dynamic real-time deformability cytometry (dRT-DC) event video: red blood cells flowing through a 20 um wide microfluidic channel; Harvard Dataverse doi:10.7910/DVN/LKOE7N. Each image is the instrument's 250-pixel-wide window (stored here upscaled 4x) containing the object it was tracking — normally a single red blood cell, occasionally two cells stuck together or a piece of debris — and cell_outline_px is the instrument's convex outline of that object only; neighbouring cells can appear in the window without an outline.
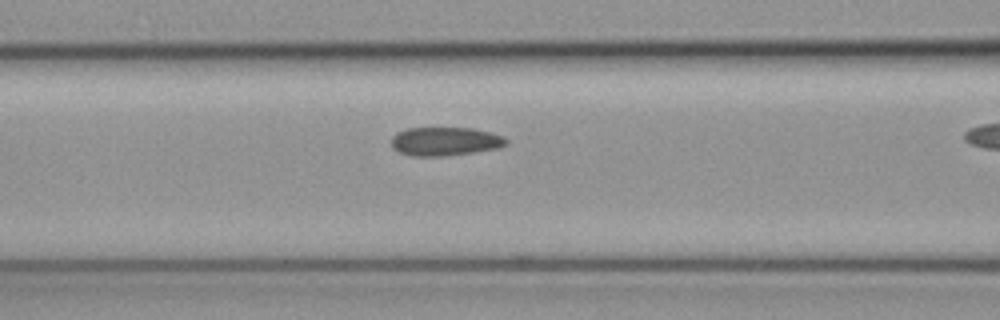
{"species": "common noctule bat (a hibernating species)", "species_latin": "Nyctalus noctula", "temperature_condition": "cold", "stored_images_in_passage": 20, "camera_frame_rate_fps": 3000, "um_per_image_px": 0.085, "animal": {"sex": "female", "body_mass_g": 19.3, "forearm_length_mm": 54.1}, "frame": {"image": 1, "passage_image": 6, "time_ms": 1.667, "image_size_px": [1000, 320], "cell_outline_px": [[508, 144], [500, 148], [444, 156], [412, 156], [400, 152], [392, 148], [392, 136], [396, 132], [408, 128], [472, 128], [504, 136], [508, 140]], "centroid_in_image_um": [37.84, 12.02], "position_along_channel_um": 128.8, "area_um2": 19.19}}
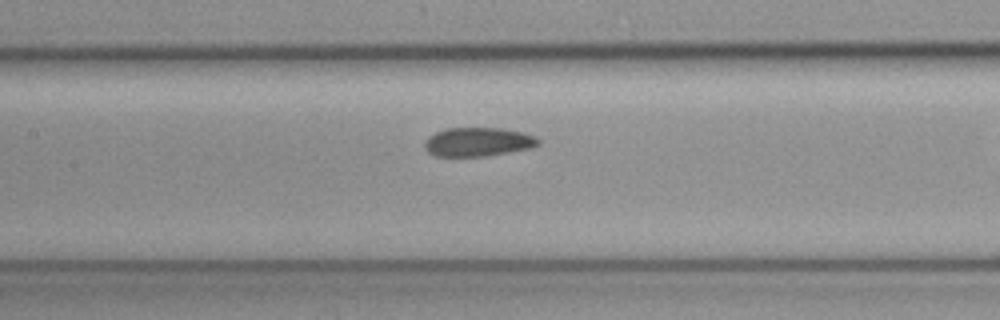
{"frame": {"image": 2, "passage_image": 9, "time_ms": 2.667, "image_size_px": [1000, 320], "cell_outline_px": [[540, 144], [532, 148], [484, 156], [436, 156], [428, 152], [424, 148], [424, 144], [428, 136], [444, 128], [504, 128], [536, 136], [540, 140]], "centroid_in_image_um": [40.63, 12.06], "position_along_channel_um": 166.8, "area_um2": 19.19}}